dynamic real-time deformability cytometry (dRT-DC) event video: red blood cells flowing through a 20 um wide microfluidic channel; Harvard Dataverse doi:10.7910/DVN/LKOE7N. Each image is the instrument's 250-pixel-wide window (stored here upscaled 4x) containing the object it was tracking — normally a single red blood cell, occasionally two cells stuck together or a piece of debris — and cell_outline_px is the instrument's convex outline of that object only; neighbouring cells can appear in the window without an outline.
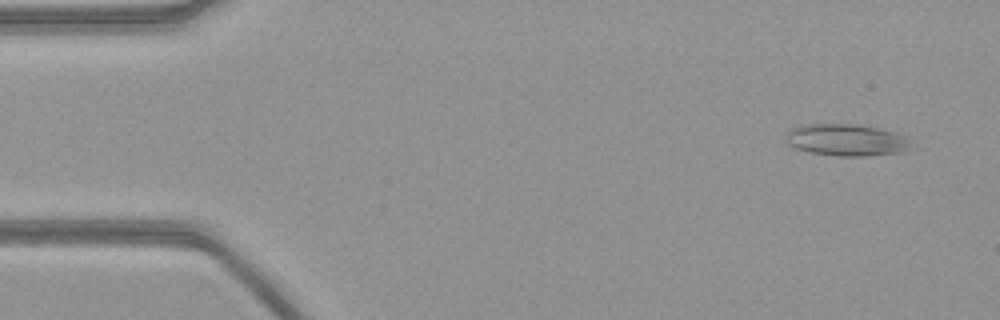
{"species": "common noctule bat (a hibernating species)", "species_latin": "Nyctalus noctula", "temperature_condition": "warm", "stored_images_in_passage": 52, "camera_frame_rate_fps": 3000, "um_per_image_px": 0.085, "animal": {"sex": "female", "body_mass_g": 21.9}, "frame": {"image": 1, "passage_image": 2, "time_ms": 0.333, "image_size_px": [1000, 320], "cell_outline_px": [[908, 148], [904, 152], [868, 156], [836, 156], [812, 152], [792, 148], [784, 140], [784, 136], [792, 128], [800, 124], [856, 124], [880, 128], [896, 132], [908, 136]], "centroid_in_image_um": [71.91, 11.89], "position_along_channel_um": 13.1, "area_um2": 23.58}}
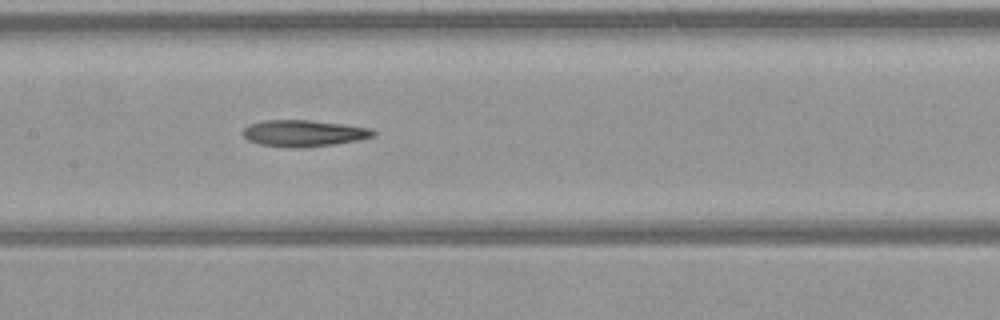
{"frame": {"image": 2, "passage_image": 24, "time_ms": 7.667, "image_size_px": [1000, 320], "cell_outline_px": [[376, 136], [336, 144], [304, 148], [292, 148], [260, 144], [248, 140], [240, 132], [248, 124], [264, 120], [308, 120], [344, 124], [372, 128], [376, 132]], "centroid_in_image_um": [25.81, 11.33], "position_along_channel_um": 181.6, "area_um2": 20.35}}
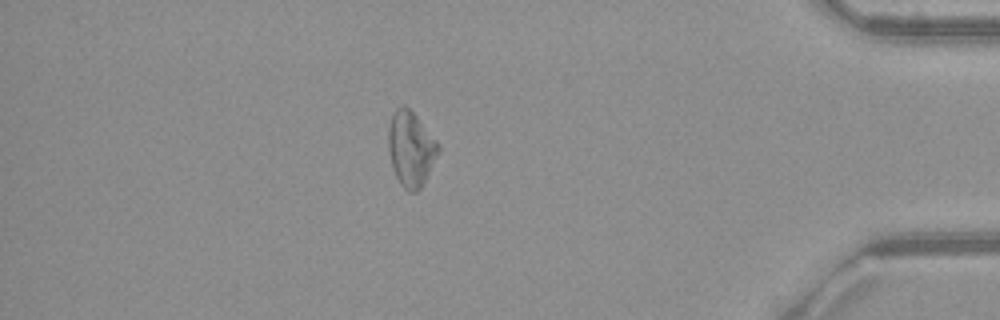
{"frame": {"image": 3, "passage_image": 45, "time_ms": 14.667, "image_size_px": [1000, 320], "cell_outline_px": [[440, 152], [420, 188], [416, 192], [408, 192], [400, 184], [392, 168], [388, 148], [388, 128], [392, 112], [396, 108], [404, 104], [416, 116], [440, 144]], "centroid_in_image_um": [34.91, 12.64], "position_along_channel_um": 400.3, "area_um2": 21.91}}